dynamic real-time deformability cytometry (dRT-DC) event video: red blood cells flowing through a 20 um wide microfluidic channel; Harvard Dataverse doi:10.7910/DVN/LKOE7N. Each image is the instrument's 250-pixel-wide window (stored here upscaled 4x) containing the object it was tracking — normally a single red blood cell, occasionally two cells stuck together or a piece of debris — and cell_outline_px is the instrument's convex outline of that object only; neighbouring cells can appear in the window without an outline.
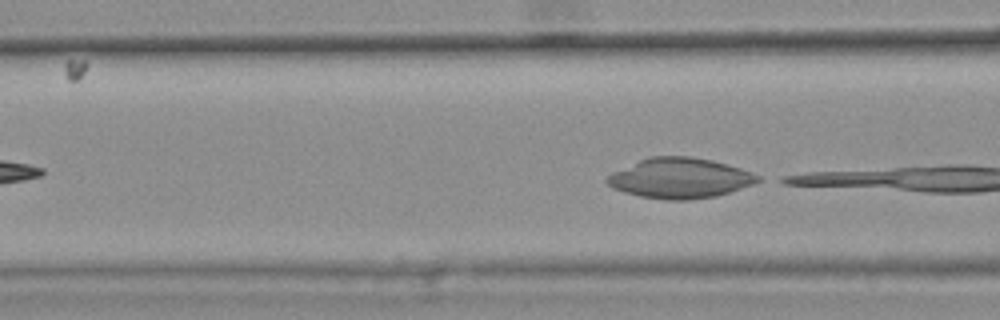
{"species": "common noctule bat (a hibernating species)", "species_latin": "Nyctalus noctula", "temperature_condition": "warm", "stored_images_in_passage": 9, "camera_frame_rate_fps": 3000, "um_per_image_px": 0.085, "animal": {"sex": "female", "body_mass_g": 25.1}, "frame": {"image": 1, "passage_image": 9, "time_ms": 2.667, "image_size_px": [1000, 320], "cell_outline_px": [[760, 180], [752, 184], [716, 196], [688, 200], [664, 200], [640, 196], [624, 192], [608, 184], [604, 180], [612, 172], [648, 156], [692, 156], [712, 160], [740, 168], [760, 176]], "centroid_in_image_um": [57.76, 15.13], "position_along_channel_um": 108.8, "area_um2": 35.14}}